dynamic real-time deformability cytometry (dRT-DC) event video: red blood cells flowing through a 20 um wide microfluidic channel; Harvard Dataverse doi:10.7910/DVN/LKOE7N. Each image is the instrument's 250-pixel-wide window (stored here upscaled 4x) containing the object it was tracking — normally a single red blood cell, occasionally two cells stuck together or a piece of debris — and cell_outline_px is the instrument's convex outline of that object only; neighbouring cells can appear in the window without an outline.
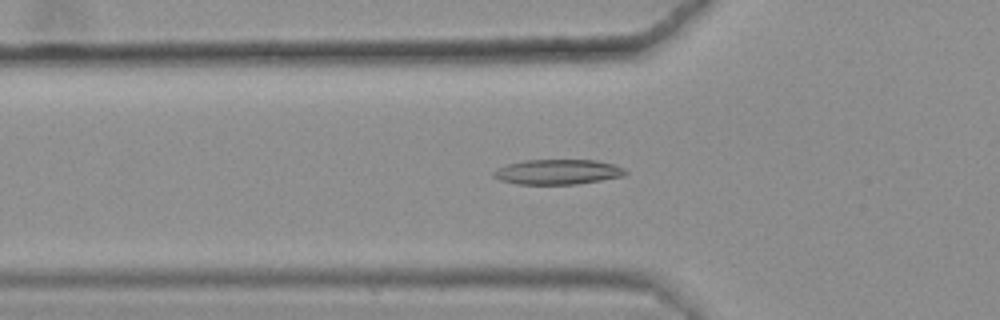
{"species": "common noctule bat (a hibernating species)", "species_latin": "Nyctalus noctula", "temperature_condition": "warm", "stored_images_in_passage": 48, "camera_frame_rate_fps": 3000, "um_per_image_px": 0.085, "animal": {"sex": "female", "body_mass_g": 25.1}, "frame": {"image": 1, "passage_image": 19, "time_ms": 6.0, "image_size_px": [1000, 320], "cell_outline_px": [[628, 172], [624, 176], [576, 184], [516, 184], [500, 180], [492, 176], [492, 172], [508, 164], [524, 160], [596, 160], [612, 164], [624, 168]], "centroid_in_image_um": [47.41, 14.61], "position_along_channel_um": 78.4, "area_um2": 19.13}}
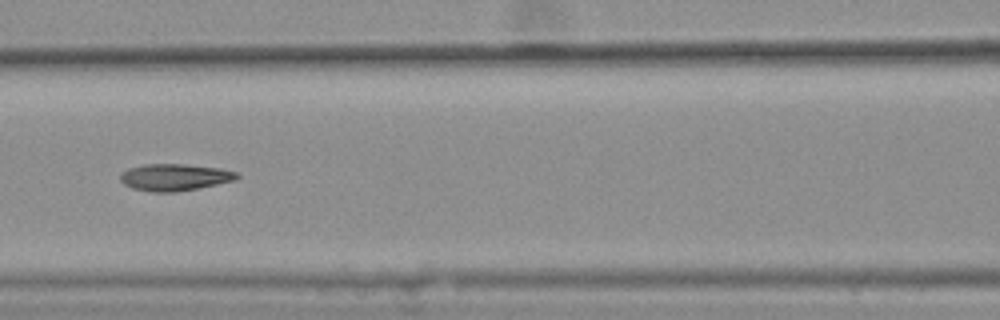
{"frame": {"image": 2, "passage_image": 25, "time_ms": 8.0, "image_size_px": [1000, 320], "cell_outline_px": [[240, 176], [236, 180], [200, 188], [176, 192], [152, 192], [132, 188], [124, 184], [120, 180], [120, 176], [128, 168], [144, 164], [184, 164], [220, 168], [236, 172]], "centroid_in_image_um": [14.86, 15.07], "position_along_channel_um": 151.7, "area_um2": 18.32}}
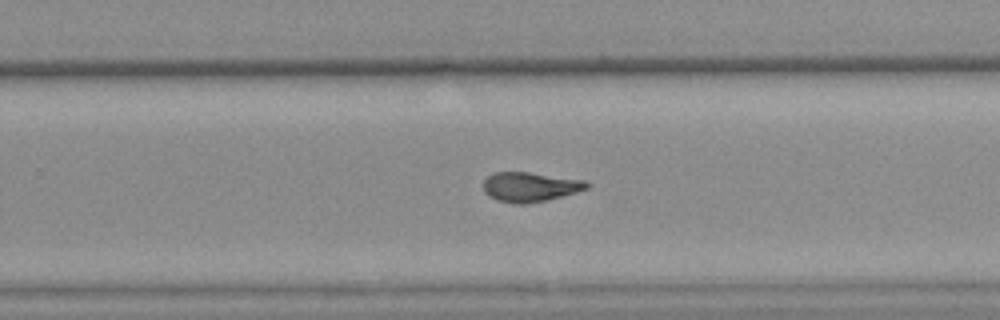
{"frame": {"image": 3, "passage_image": 36, "time_ms": 11.667, "image_size_px": [1000, 320], "cell_outline_px": [[588, 188], [576, 192], [528, 204], [516, 204], [496, 200], [488, 196], [484, 192], [484, 180], [488, 176], [496, 172], [528, 172], [584, 180], [588, 184]], "centroid_in_image_um": [45.01, 15.89], "position_along_channel_um": 284.8, "area_um2": 17.63}, "authors_computed_cell_mechanics": {"area_um2": 18.2937, "velocity_mm_per_s": 3.6422, "shape_relaxation_time_tau1_ms": null, "shape_relaxation_time_tau2_ms": 2.2195, "deformation_change_tau1": null, "deformation_change_tau2": 0.0993}}